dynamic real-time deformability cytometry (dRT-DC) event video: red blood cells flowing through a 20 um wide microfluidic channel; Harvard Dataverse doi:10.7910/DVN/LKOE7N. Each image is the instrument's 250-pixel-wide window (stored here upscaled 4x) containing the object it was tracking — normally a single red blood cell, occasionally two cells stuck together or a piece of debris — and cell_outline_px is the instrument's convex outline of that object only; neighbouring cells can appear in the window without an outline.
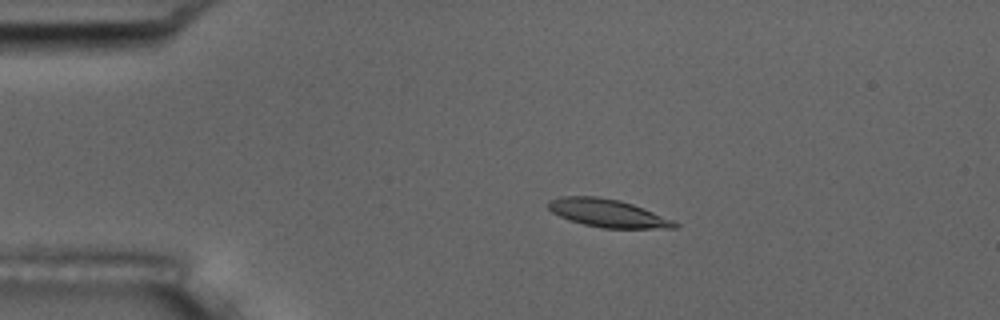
{"species": "common noctule bat (a hibernating species)", "species_latin": "Nyctalus noctula", "temperature_condition": "room temperature", "stored_images_in_passage": 4, "camera_frame_rate_fps": 3000, "um_per_image_px": 0.085, "animal": {"sex": "male", "body_mass_g": 17.5, "forearm_length_mm": 52.3}, "frame": {"image": 1, "passage_image": 2, "time_ms": 2.0, "image_size_px": [1000, 320], "cell_outline_px": [[680, 224], [676, 228], [600, 228], [568, 220], [552, 212], [548, 208], [548, 200], [560, 196], [596, 196], [620, 200], [644, 208], [672, 220]], "centroid_in_image_um": [51.62, 18.11], "position_along_channel_um": 33.4, "area_um2": 20.58}}
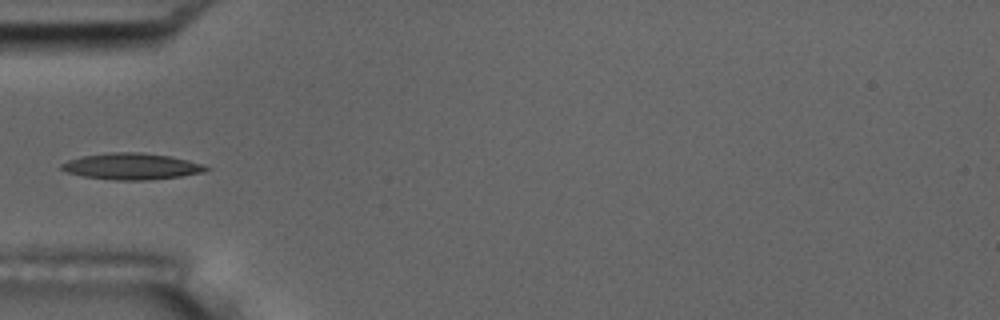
{"frame": {"image": 2, "passage_image": 4, "time_ms": 4.333, "image_size_px": [1000, 320], "cell_outline_px": [[212, 168], [204, 172], [180, 176], [148, 180], [116, 180], [84, 176], [68, 172], [60, 168], [60, 164], [68, 160], [80, 156], [112, 152], [140, 152], [168, 156], [188, 160], [204, 164]], "centroid_in_image_um": [11.2, 14.13], "position_along_channel_um": 73.8, "area_um2": 22.14}}